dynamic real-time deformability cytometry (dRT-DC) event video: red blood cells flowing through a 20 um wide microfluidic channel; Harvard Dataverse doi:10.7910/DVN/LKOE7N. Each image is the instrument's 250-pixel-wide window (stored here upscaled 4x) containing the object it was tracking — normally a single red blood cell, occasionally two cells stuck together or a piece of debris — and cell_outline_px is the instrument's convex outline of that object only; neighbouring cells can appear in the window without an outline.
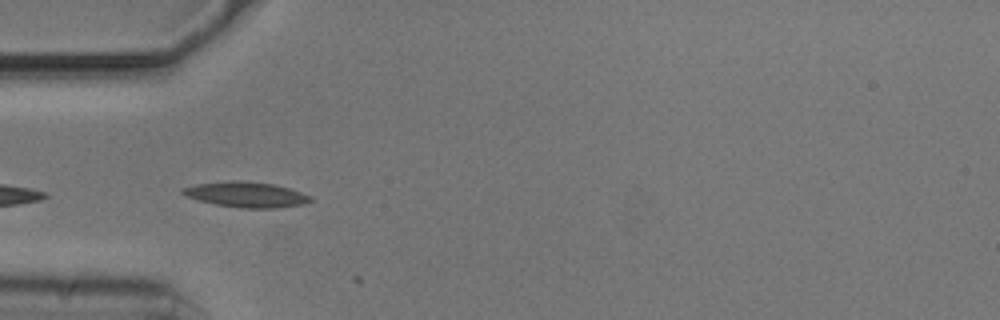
{"species": "common noctule bat (a hibernating species)", "species_latin": "Nyctalus noctula", "temperature_condition": "cold", "stored_images_in_passage": 4, "camera_frame_rate_fps": 3000, "um_per_image_px": 0.085, "animal": {"sex": "male", "body_mass_g": 20.5, "forearm_length_mm": 52.5}, "frame": {"image": 1, "passage_image": 2, "time_ms": 0.333, "image_size_px": [1000, 320], "cell_outline_px": [[312, 200], [304, 204], [276, 208], [240, 208], [216, 204], [184, 196], [180, 192], [180, 188], [196, 184], [228, 180], [240, 180], [272, 184], [288, 188], [312, 196]], "centroid_in_image_um": [20.89, 16.53], "position_along_channel_um": 64.1, "area_um2": 18.96}}